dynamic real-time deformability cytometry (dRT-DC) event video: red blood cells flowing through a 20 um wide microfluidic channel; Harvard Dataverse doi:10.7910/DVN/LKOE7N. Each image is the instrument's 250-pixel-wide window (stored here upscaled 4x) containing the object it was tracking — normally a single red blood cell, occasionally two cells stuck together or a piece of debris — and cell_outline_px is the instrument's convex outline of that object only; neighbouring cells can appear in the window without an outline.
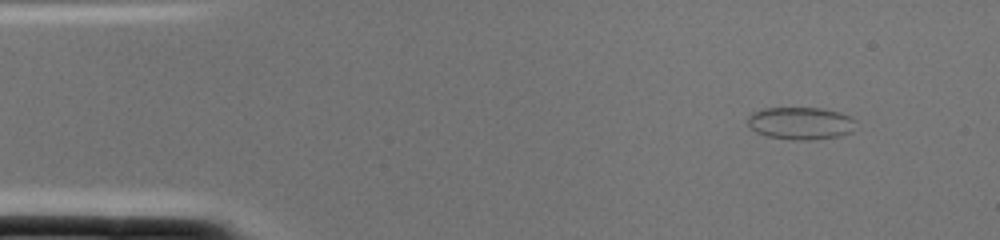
{"species": "common noctule bat (a hibernating species)", "species_latin": "Nyctalus noctula", "temperature_condition": "cold", "stored_images_in_passage": 1, "camera_frame_rate_fps": 3000, "um_per_image_px": 0.085, "animal": {"sex": "female", "body_mass_g": 22.0, "forearm_length_mm": 56.7}, "frame": {"image": 1, "passage_image": 1, "time_ms": 0.0, "image_size_px": [1000, 240], "cell_outline_px": [[856, 120], [852, 132], [840, 136], [812, 140], [792, 140], [764, 136], [748, 128], [748, 116], [752, 112], [764, 108], [820, 108], [840, 112]], "centroid_in_image_um": [68.02, 10.49], "position_along_channel_um": 17.0, "area_um2": 20.75}}